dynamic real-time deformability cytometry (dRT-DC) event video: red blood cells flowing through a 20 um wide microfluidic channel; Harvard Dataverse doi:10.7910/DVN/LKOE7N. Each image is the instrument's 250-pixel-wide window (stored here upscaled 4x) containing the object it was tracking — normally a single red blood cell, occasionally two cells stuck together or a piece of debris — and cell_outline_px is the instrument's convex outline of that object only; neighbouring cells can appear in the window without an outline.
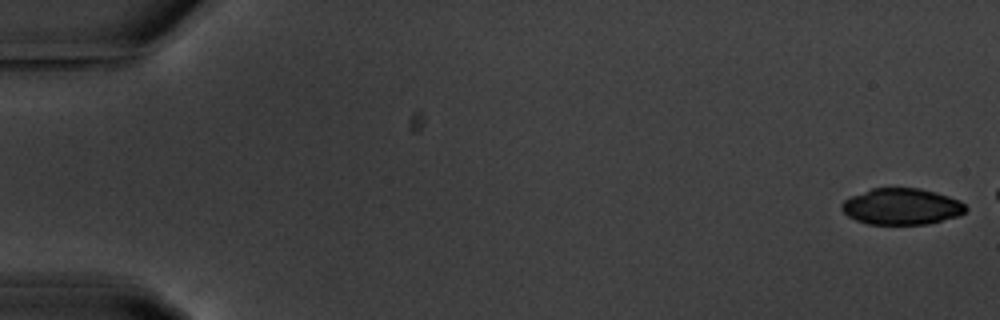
{"species": "common noctule bat (a hibernating species)", "species_latin": "Nyctalus noctula", "temperature_condition": "warm", "stored_images_in_passage": 12, "camera_frame_rate_fps": 3000, "um_per_image_px": 0.085, "animal": {"sex": "male", "body_mass_g": 20.1, "forearm_length_mm": 53.5}, "frame": {"image": 1, "passage_image": 1, "time_ms": 0.0, "image_size_px": [1000, 320], "cell_outline_px": [[968, 208], [964, 212], [956, 216], [928, 224], [868, 224], [856, 220], [848, 216], [840, 208], [840, 204], [844, 200], [852, 196], [872, 188], [920, 188], [936, 192], [960, 200]], "centroid_in_image_um": [76.62, 17.55], "position_along_channel_um": 8.4, "area_um2": 26.18}}